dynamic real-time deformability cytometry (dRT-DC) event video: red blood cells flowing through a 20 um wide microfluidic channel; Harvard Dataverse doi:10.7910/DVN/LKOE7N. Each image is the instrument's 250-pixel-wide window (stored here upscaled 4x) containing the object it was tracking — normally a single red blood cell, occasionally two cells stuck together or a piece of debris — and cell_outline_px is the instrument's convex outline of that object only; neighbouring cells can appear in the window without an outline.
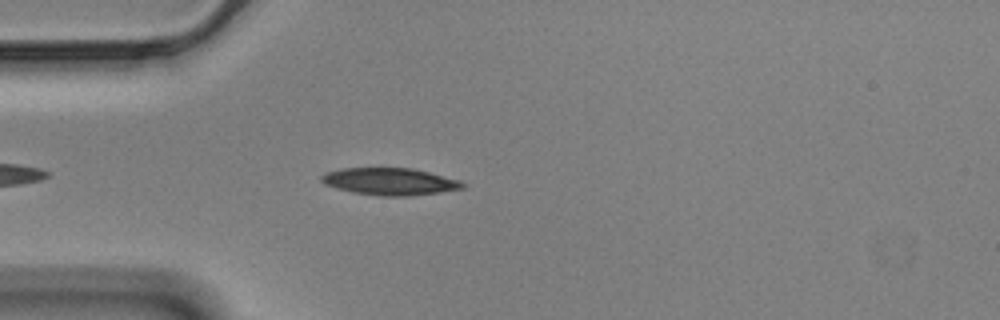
{"species": "Egyptian fruit bat (a non-hibernating species)", "species_latin": "Rousettus aegyptiacus", "temperature_condition": "cold", "stored_images_in_passage": 30, "camera_frame_rate_fps": 3000, "um_per_image_px": 0.085, "animal": {"sex": "male"}, "frame": {"image": 1, "passage_image": 6, "time_ms": 1.667, "image_size_px": [1000, 320], "cell_outline_px": [[468, 184], [464, 188], [440, 192], [408, 196], [380, 196], [352, 192], [336, 188], [324, 184], [320, 180], [320, 176], [324, 172], [340, 168], [412, 168], [460, 180]], "centroid_in_image_um": [33.12, 15.43], "position_along_channel_um": 51.9, "area_um2": 22.48}}
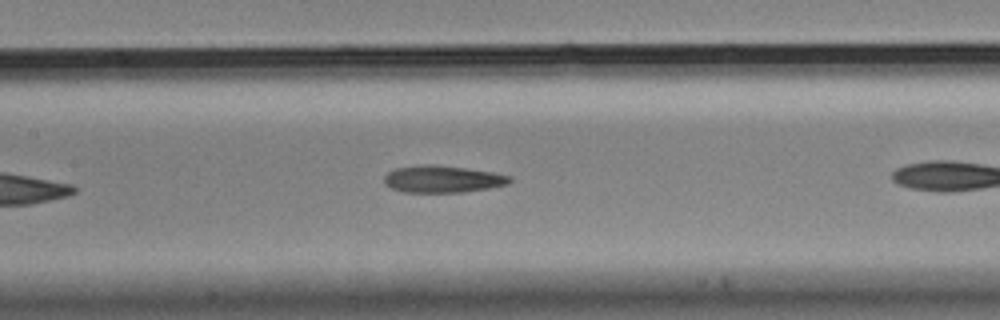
{"frame": {"image": 2, "passage_image": 13, "time_ms": 4.0, "image_size_px": [1000, 320], "cell_outline_px": [[512, 180], [508, 184], [488, 188], [464, 192], [404, 192], [392, 188], [384, 184], [384, 176], [388, 172], [396, 168], [424, 164], [432, 164], [464, 168], [492, 172], [512, 176]], "centroid_in_image_um": [37.61, 15.22], "position_along_channel_um": 169.8, "area_um2": 19.71}}
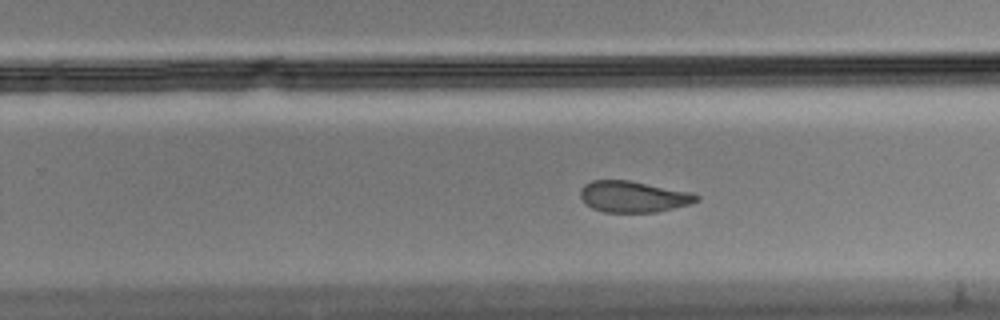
{"frame": {"image": 3, "passage_image": 19, "time_ms": 6.0, "image_size_px": [1000, 320], "cell_outline_px": [[700, 200], [688, 204], [656, 212], [604, 212], [592, 208], [584, 204], [580, 196], [580, 188], [584, 184], [592, 180], [628, 180], [692, 192], [700, 196]], "centroid_in_image_um": [53.8, 16.71], "position_along_channel_um": 276.0, "area_um2": 21.21}, "authors_computed_cell_mechanics": {"area_um2": 21.964, "velocity_mm_per_s": 3.4985, "shape_relaxation_time_tau1_ms": 5.3794, "shape_relaxation_time_tau2_ms": 1.3873, "deformation_change_tau1": 0.2076, "deformation_change_tau2": 0.0678}}